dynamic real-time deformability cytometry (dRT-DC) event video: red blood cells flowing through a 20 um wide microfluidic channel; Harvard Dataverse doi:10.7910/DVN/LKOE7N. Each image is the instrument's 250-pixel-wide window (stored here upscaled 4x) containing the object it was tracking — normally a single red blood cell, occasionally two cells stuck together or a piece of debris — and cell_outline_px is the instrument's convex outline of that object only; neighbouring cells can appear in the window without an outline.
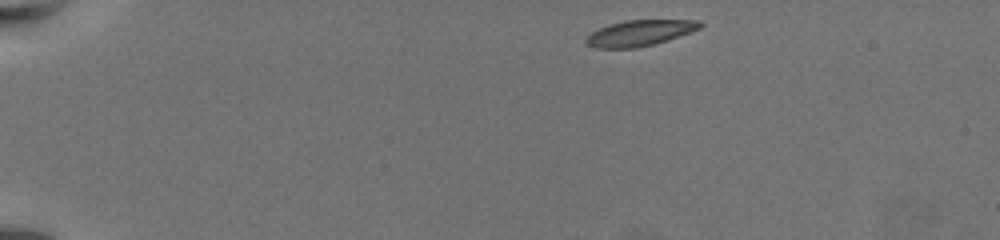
{"species": "common noctule bat (a hibernating species)", "species_latin": "Nyctalus noctula", "temperature_condition": "warm", "stored_images_in_passage": 52, "camera_frame_rate_fps": 3000, "um_per_image_px": 0.085, "animal": {"sex": "female", "body_mass_g": 19.5, "forearm_length_mm": 54.1}, "frame": {"image": 1, "passage_image": 1, "time_ms": 0.0, "image_size_px": [1000, 240], "cell_outline_px": [[704, 24], [700, 28], [656, 44], [636, 48], [596, 48], [584, 44], [584, 40], [592, 32], [608, 24], [624, 20], [700, 20]], "centroid_in_image_um": [54.35, 2.81], "position_along_channel_um": 30.7, "area_um2": 17.22}}
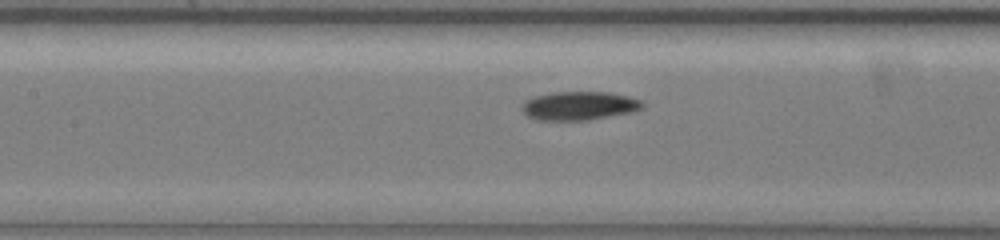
{"frame": {"image": 2, "passage_image": 21, "time_ms": 6.667, "image_size_px": [1000, 240], "cell_outline_px": [[644, 108], [632, 112], [588, 120], [536, 120], [528, 116], [520, 108], [524, 100], [536, 96], [552, 92], [612, 92], [628, 96], [640, 100], [644, 104]], "centroid_in_image_um": [49.23, 8.99], "position_along_channel_um": 158.2, "area_um2": 20.23}}
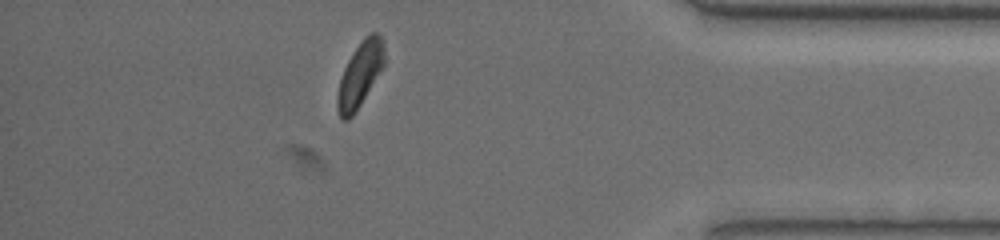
{"frame": {"image": 3, "passage_image": 45, "time_ms": 14.667, "image_size_px": [1000, 240], "cell_outline_px": [[384, 64], [360, 104], [352, 116], [348, 120], [340, 120], [336, 108], [336, 96], [340, 80], [344, 68], [348, 60], [364, 36], [372, 32], [376, 32], [384, 40]], "centroid_in_image_um": [30.57, 6.34], "position_along_channel_um": 404.6, "area_um2": 17.51}, "authors_computed_cell_mechanics": {"area_um2": 18.785, "velocity_mm_per_s": 3.4228, "shape_relaxation_time_tau1_ms": 3.423, "shape_relaxation_time_tau2_ms": null, "deformation_change_tau1": 0.1127, "deformation_change_tau2": null}}